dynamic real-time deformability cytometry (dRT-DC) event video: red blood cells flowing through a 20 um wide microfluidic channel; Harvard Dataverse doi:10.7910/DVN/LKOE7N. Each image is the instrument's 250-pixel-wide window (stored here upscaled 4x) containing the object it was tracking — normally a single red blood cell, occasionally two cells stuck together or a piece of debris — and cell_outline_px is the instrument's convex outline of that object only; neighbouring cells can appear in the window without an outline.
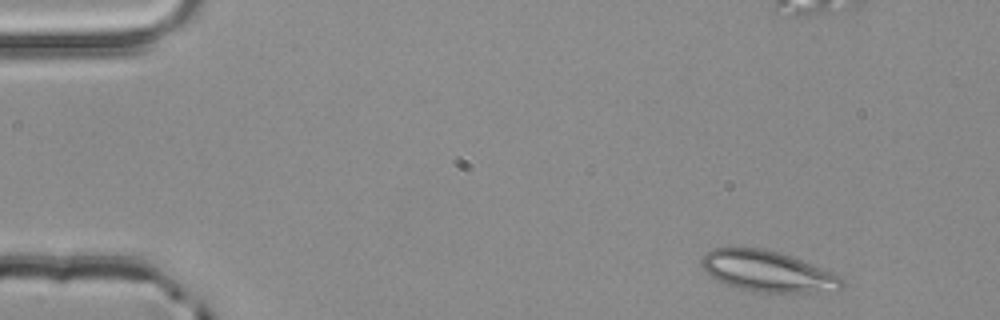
{"species": "common noctule bat (a hibernating species)", "species_latin": "Nyctalus noctula", "temperature_condition": "room temperature", "stored_images_in_passage": 3, "camera_frame_rate_fps": 3000, "um_per_image_px": 0.085, "animal": {"sex": "male", "body_mass_g": 20.4}, "frame": {"image": 1, "passage_image": 1, "time_ms": 0.0, "image_size_px": [1000, 320], "cell_outline_px": [[844, 284], [840, 292], [752, 292], [724, 284], [708, 276], [704, 272], [700, 264], [700, 260], [712, 248], [764, 248], [780, 252], [792, 256], [832, 272], [840, 276], [844, 280]], "centroid_in_image_um": [65.26, 23.08], "position_along_channel_um": 19.7, "area_um2": 33.99}}